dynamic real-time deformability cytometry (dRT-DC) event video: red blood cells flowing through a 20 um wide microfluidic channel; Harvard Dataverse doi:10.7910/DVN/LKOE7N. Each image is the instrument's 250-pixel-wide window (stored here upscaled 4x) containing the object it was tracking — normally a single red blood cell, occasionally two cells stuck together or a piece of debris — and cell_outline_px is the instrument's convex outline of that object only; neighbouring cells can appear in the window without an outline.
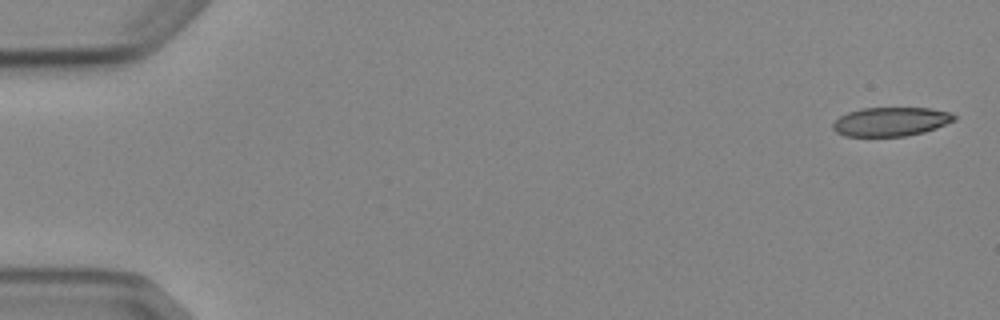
{"species": "Egyptian fruit bat (a non-hibernating species)", "species_latin": "Rousettus aegyptiacus", "temperature_condition": "cold", "stored_images_in_passage": 5, "camera_frame_rate_fps": 3000, "um_per_image_px": 0.085, "animal": {"sex": "female"}, "frame": {"image": 1, "passage_image": 1, "time_ms": 0.0, "image_size_px": [1000, 320], "cell_outline_px": [[956, 120], [936, 128], [924, 132], [904, 136], [844, 136], [836, 132], [832, 128], [832, 124], [840, 116], [848, 112], [860, 108], [928, 108], [948, 112], [956, 116]], "centroid_in_image_um": [75.7, 10.34], "position_along_channel_um": 9.3, "area_um2": 20.4}}
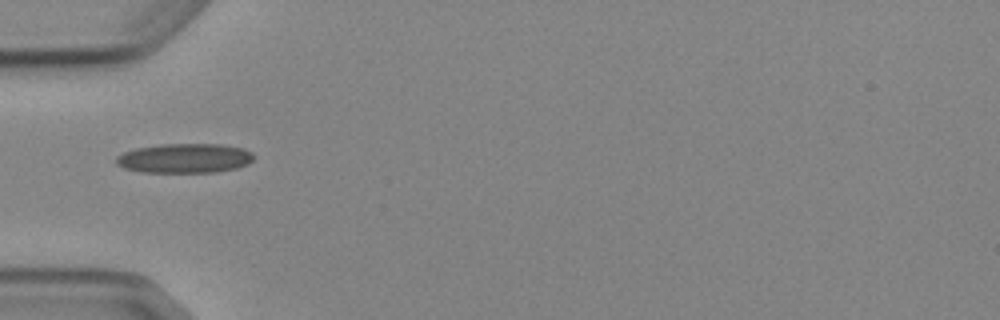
{"frame": {"image": 2, "passage_image": 5, "time_ms": 5.333, "image_size_px": [1000, 320], "cell_outline_px": [[256, 156], [248, 164], [236, 168], [216, 172], [144, 172], [124, 168], [116, 164], [116, 156], [124, 152], [136, 148], [160, 144], [220, 144], [244, 148], [252, 152]], "centroid_in_image_um": [15.72, 13.44], "position_along_channel_um": 69.3, "area_um2": 23.76}}